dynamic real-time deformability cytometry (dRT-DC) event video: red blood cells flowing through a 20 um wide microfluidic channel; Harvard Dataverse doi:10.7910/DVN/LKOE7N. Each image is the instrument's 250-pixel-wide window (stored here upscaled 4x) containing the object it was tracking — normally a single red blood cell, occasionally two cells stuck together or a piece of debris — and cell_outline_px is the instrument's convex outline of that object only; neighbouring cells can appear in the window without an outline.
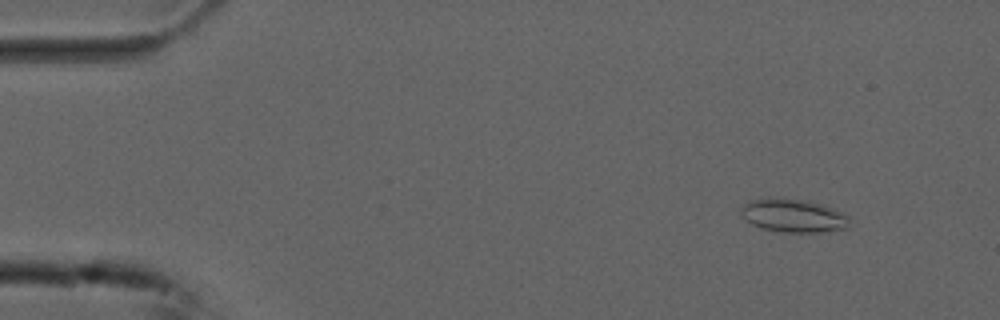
{"species": "common noctule bat (a hibernating species)", "species_latin": "Nyctalus noctula", "temperature_condition": "cold", "stored_images_in_passage": 55, "camera_frame_rate_fps": 3000, "um_per_image_px": 0.085, "animal": {"sex": "male", "forearm_length_mm": 52.5}, "frame": {"image": 1, "passage_image": 6, "time_ms": 1.667, "image_size_px": [1000, 320], "cell_outline_px": [[848, 228], [820, 232], [784, 232], [760, 228], [752, 224], [740, 212], [740, 208], [748, 200], [768, 196], [812, 200], [824, 204], [848, 216]], "centroid_in_image_um": [67.4, 18.29], "position_along_channel_um": 17.6, "area_um2": 21.44}}
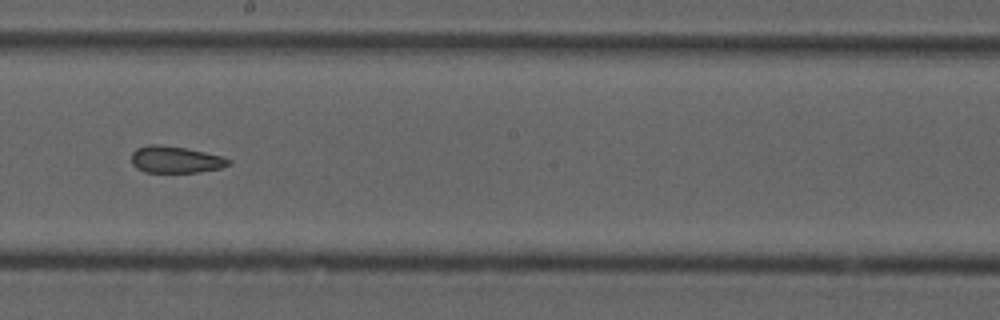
{"frame": {"image": 2, "passage_image": 31, "time_ms": 10.0, "image_size_px": [1000, 320], "cell_outline_px": [[232, 164], [220, 168], [196, 172], [144, 172], [136, 168], [132, 164], [132, 152], [136, 148], [148, 144], [160, 144], [184, 148], [224, 156], [232, 160]], "centroid_in_image_um": [14.92, 13.56], "position_along_channel_um": 233.3, "area_um2": 15.26}}
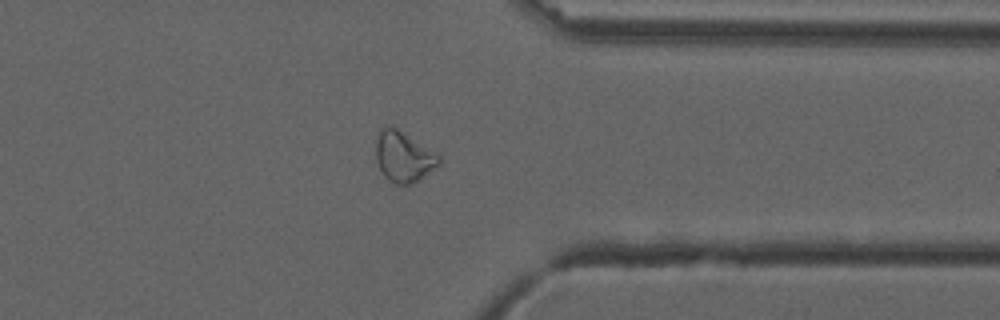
{"frame": {"image": 3, "passage_image": 43, "time_ms": 14.0, "image_size_px": [1000, 320], "cell_outline_px": [[440, 164], [416, 180], [408, 184], [396, 184], [388, 180], [384, 176], [376, 160], [376, 140], [380, 128], [392, 124], [436, 152], [440, 156]], "centroid_in_image_um": [34.28, 13.26], "position_along_channel_um": 377.1, "area_um2": 18.55}, "authors_computed_cell_mechanics": {"area_um2": 18.5538, "velocity_mm_per_s": 3.741, "shape_relaxation_time_tau1_ms": null, "shape_relaxation_time_tau2_ms": 2.8566, "deformation_change_tau1": null, "deformation_change_tau2": 0.095}}